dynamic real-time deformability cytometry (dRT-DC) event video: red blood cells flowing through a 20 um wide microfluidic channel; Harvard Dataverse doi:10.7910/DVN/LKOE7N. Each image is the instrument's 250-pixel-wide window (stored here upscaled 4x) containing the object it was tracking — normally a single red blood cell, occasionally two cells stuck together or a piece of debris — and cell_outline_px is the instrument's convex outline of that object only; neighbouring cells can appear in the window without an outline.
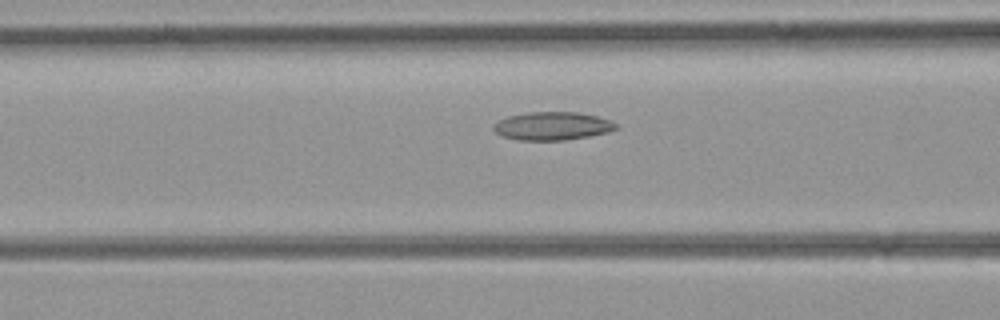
{"species": "common noctule bat (a hibernating species)", "species_latin": "Nyctalus noctula", "temperature_condition": "room temperature", "stored_images_in_passage": 28, "camera_frame_rate_fps": 3000, "um_per_image_px": 0.085, "animal": {"sex": "female", "body_mass_g": 21.9}, "frame": {"image": 1, "passage_image": 7, "time_ms": 2.0, "image_size_px": [1000, 320], "cell_outline_px": [[616, 128], [608, 132], [588, 136], [564, 140], [516, 140], [504, 136], [496, 132], [492, 128], [492, 124], [508, 116], [528, 112], [576, 112], [596, 116], [608, 120], [616, 124]], "centroid_in_image_um": [46.9, 10.71], "position_along_channel_um": 119.7, "area_um2": 19.88}}
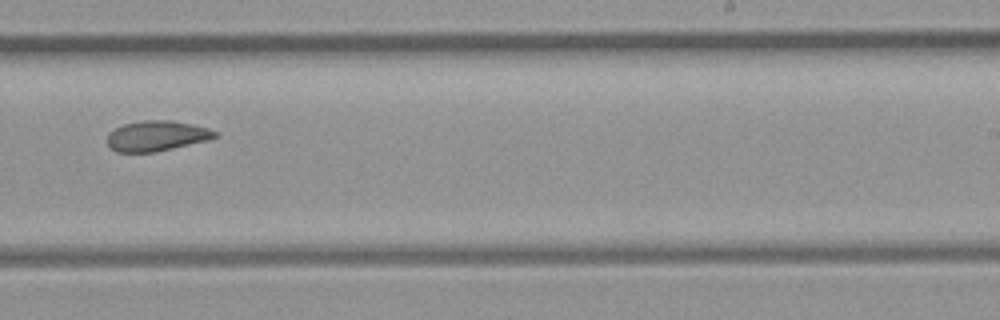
{"frame": {"image": 2, "passage_image": 17, "time_ms": 5.333, "image_size_px": [1000, 320], "cell_outline_px": [[220, 136], [156, 152], [116, 152], [108, 144], [108, 132], [124, 124], [144, 120], [168, 120], [208, 128], [216, 132]], "centroid_in_image_um": [13.27, 11.55], "position_along_channel_um": 275.7, "area_um2": 18.61}}
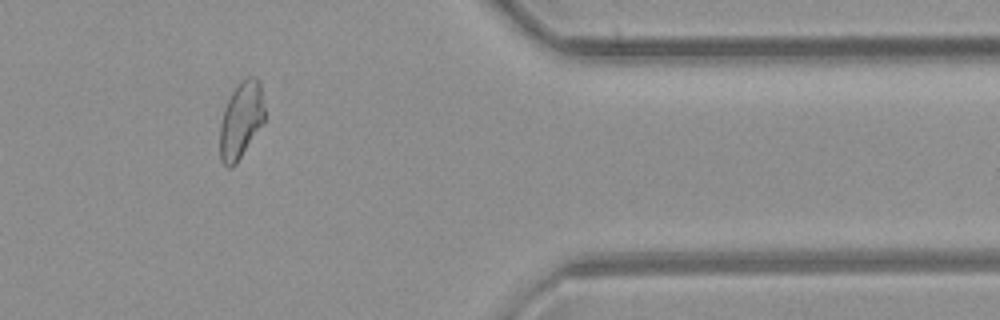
{"frame": {"image": 3, "passage_image": 26, "time_ms": 8.333, "image_size_px": [1000, 320], "cell_outline_px": [[264, 124], [236, 164], [232, 168], [228, 168], [220, 160], [220, 124], [224, 108], [232, 92], [240, 80], [248, 76], [256, 76], [260, 80], [264, 108]], "centroid_in_image_um": [20.5, 10.21], "position_along_channel_um": 390.9, "area_um2": 20.29}}